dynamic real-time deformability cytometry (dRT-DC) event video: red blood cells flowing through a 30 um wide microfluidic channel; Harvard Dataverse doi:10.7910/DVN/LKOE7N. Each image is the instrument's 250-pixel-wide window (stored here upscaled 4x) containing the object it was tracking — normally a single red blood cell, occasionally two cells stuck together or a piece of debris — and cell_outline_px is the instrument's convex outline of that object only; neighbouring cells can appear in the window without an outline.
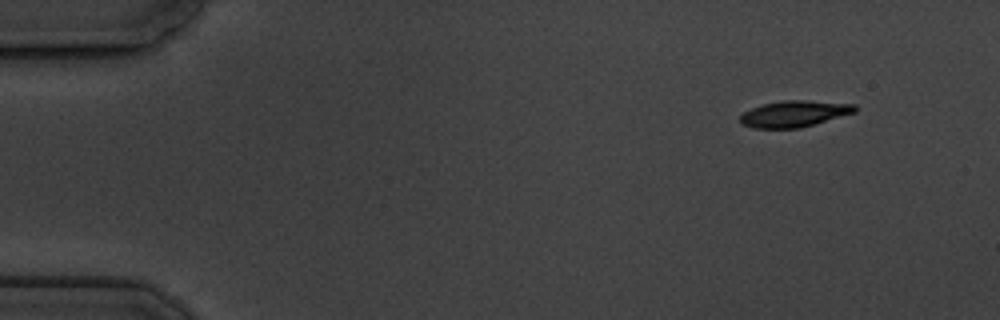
{"species": "common noctule bat (a hibernating species)", "species_latin": "Nyctalus noctula", "temperature_condition": "cold", "stored_images_in_passage": 5, "camera_frame_rate_fps": 3000, "um_per_image_px": 0.085, "animal": {"sex": "male", "body_mass_g": 19.5, "forearm_length_mm": 54.6}, "frame": {"image": 1, "passage_image": 1, "time_ms": 0.0, "image_size_px": [1000, 320], "cell_outline_px": [[856, 112], [816, 124], [800, 128], [752, 128], [744, 124], [740, 120], [740, 116], [744, 112], [760, 104], [780, 100], [804, 100], [856, 104]], "centroid_in_image_um": [67.52, 9.66], "position_along_channel_um": 17.5, "area_um2": 17.69}}